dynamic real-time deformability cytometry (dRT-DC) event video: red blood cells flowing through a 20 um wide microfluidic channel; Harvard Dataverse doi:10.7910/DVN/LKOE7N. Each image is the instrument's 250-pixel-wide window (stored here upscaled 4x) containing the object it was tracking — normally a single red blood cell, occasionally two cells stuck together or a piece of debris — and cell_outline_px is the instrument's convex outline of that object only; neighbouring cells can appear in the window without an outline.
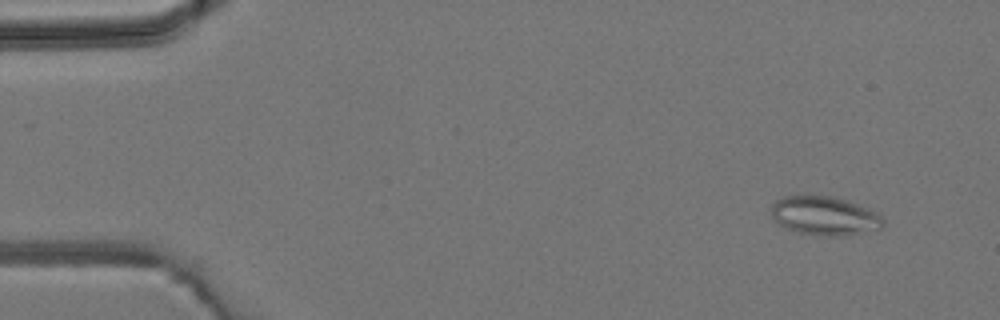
{"species": "common noctule bat (a hibernating species)", "species_latin": "Nyctalus noctula", "temperature_condition": "room temperature", "stored_images_in_passage": 5, "camera_frame_rate_fps": 3000, "um_per_image_px": 0.085, "animal": {"sex": "male", "body_mass_g": 19.2, "forearm_length_mm": 51.8}, "frame": {"image": 1, "passage_image": 1, "time_ms": 0.0, "image_size_px": [1000, 320], "cell_outline_px": [[884, 224], [880, 228], [860, 232], [836, 236], [824, 236], [800, 232], [788, 228], [780, 224], [772, 216], [772, 204], [776, 200], [784, 196], [804, 192], [832, 196], [848, 200], [868, 208], [876, 212], [884, 220]], "centroid_in_image_um": [70.05, 18.27], "position_along_channel_um": 14.9, "area_um2": 25.55}}